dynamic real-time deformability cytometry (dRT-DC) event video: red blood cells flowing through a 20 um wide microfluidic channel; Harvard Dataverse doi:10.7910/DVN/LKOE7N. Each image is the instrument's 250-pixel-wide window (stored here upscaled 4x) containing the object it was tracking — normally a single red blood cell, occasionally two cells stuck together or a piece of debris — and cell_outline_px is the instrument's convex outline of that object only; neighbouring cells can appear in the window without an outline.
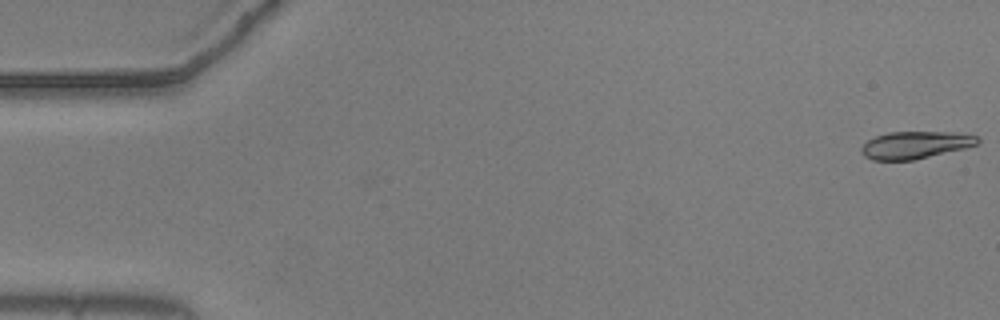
{"species": "common noctule bat (a hibernating species)", "species_latin": "Nyctalus noctula", "temperature_condition": "warm", "stored_images_in_passage": 16, "camera_frame_rate_fps": 3000, "um_per_image_px": 0.085, "animal": {"sex": "male", "body_mass_g": 20.5, "forearm_length_mm": 52.5}, "frame": {"image": 1, "passage_image": 1, "time_ms": 0.0, "image_size_px": [1000, 320], "cell_outline_px": [[980, 140], [976, 144], [964, 148], [912, 160], [872, 160], [864, 156], [860, 152], [860, 148], [868, 140], [876, 136], [888, 132], [952, 132], [976, 136]], "centroid_in_image_um": [77.74, 12.32], "position_along_channel_um": 7.3, "area_um2": 18.26}}
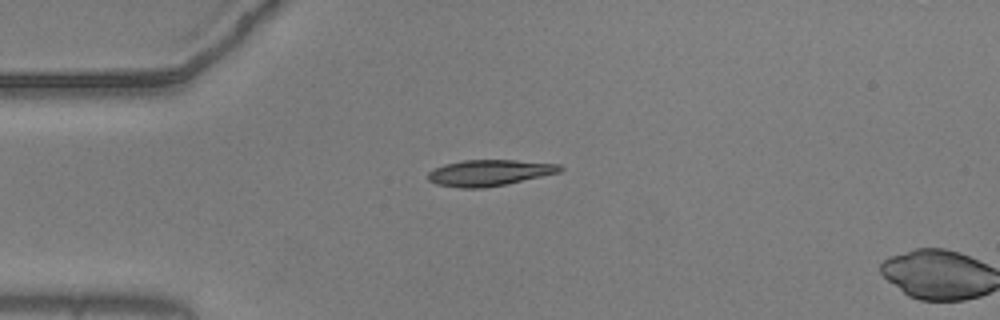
{"frame": {"image": 2, "passage_image": 14, "time_ms": 4.333, "image_size_px": [1000, 320], "cell_outline_px": [[564, 168], [560, 172], [504, 184], [484, 188], [460, 188], [436, 184], [428, 180], [428, 172], [444, 164], [464, 160], [516, 160], [560, 164]], "centroid_in_image_um": [41.58, 14.68], "position_along_channel_um": 43.4, "area_um2": 19.94}}